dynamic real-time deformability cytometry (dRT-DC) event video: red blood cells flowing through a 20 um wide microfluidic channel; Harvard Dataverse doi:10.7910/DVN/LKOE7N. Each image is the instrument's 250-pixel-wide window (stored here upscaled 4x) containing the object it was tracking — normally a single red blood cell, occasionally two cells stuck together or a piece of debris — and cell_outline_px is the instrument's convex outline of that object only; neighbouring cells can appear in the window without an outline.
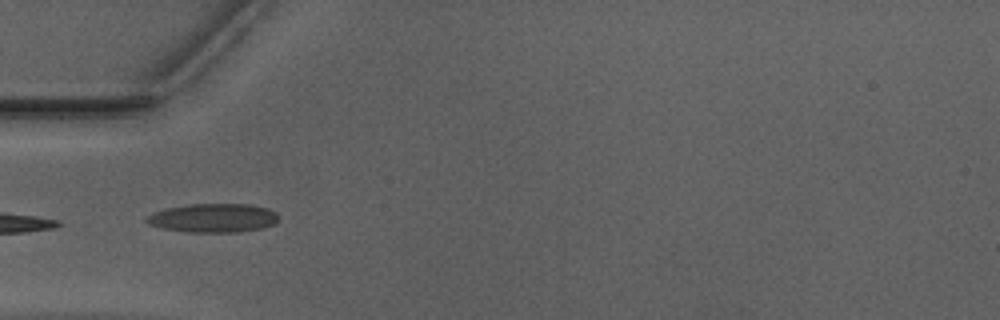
{"species": "Egyptian fruit bat (a non-hibernating species)", "species_latin": "Rousettus aegyptiacus", "temperature_condition": "warm", "stored_images_in_passage": 23, "camera_frame_rate_fps": 3000, "um_per_image_px": 0.085, "animal": {"sex": "male"}, "frame": {"image": 1, "passage_image": 1, "time_ms": 0.0, "image_size_px": [1000, 320], "cell_outline_px": [[280, 220], [276, 224], [264, 228], [236, 232], [188, 232], [160, 228], [148, 224], [144, 220], [152, 212], [164, 208], [188, 204], [248, 204], [268, 208], [276, 212], [280, 216]], "centroid_in_image_um": [18.14, 18.53], "position_along_channel_um": 66.9, "area_um2": 22.6}}